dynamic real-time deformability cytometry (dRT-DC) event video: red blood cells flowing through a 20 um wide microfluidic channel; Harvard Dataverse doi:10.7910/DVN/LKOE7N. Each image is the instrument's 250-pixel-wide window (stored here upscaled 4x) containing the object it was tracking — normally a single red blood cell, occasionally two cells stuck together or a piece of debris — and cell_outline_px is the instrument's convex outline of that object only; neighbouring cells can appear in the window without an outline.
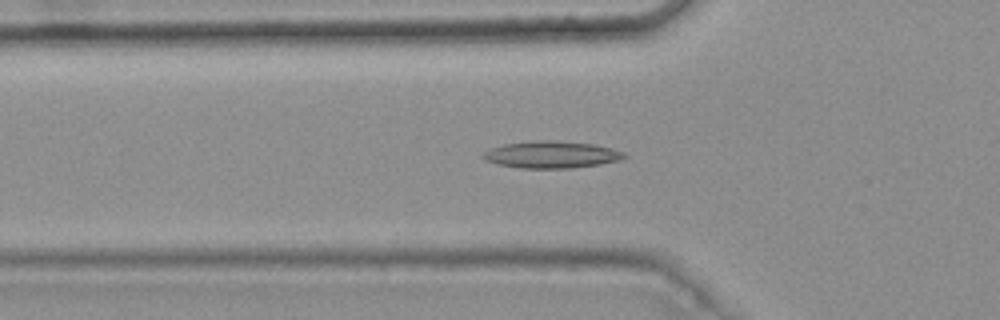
{"species": "common noctule bat (a hibernating species)", "species_latin": "Nyctalus noctula", "temperature_condition": "warm", "stored_images_in_passage": 47, "camera_frame_rate_fps": 3000, "um_per_image_px": 0.085, "animal": {"sex": "female", "body_mass_g": 25.1}, "frame": {"image": 1, "passage_image": 18, "time_ms": 5.667, "image_size_px": [1000, 320], "cell_outline_px": [[628, 156], [620, 160], [600, 164], [572, 168], [520, 168], [500, 164], [484, 160], [480, 156], [484, 152], [492, 148], [504, 144], [532, 140], [556, 140], [596, 144], [612, 148], [624, 152]], "centroid_in_image_um": [46.9, 13.13], "position_along_channel_um": 78.9, "area_um2": 22.37}}
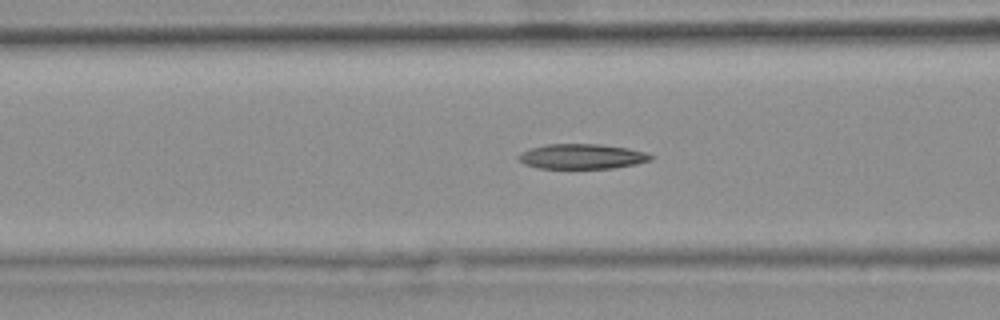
{"frame": {"image": 2, "passage_image": 21, "time_ms": 6.667, "image_size_px": [1000, 320], "cell_outline_px": [[652, 160], [636, 164], [612, 168], [540, 168], [524, 164], [516, 156], [520, 152], [528, 148], [544, 144], [600, 144], [628, 148], [644, 152], [652, 156]], "centroid_in_image_um": [49.42, 13.29], "position_along_channel_um": 117.2, "area_um2": 19.31}}
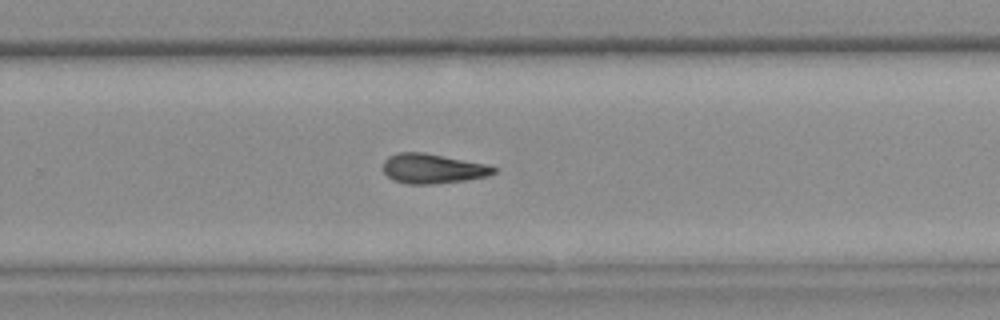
{"frame": {"image": 3, "passage_image": 35, "time_ms": 11.333, "image_size_px": [1000, 320], "cell_outline_px": [[496, 172], [488, 176], [464, 180], [432, 184], [408, 184], [392, 180], [384, 172], [384, 160], [388, 156], [396, 152], [424, 152], [488, 164], [496, 168]], "centroid_in_image_um": [36.77, 14.32], "position_along_channel_um": 293.0, "area_um2": 19.25}, "authors_computed_cell_mechanics": {"area_um2": 19.7098, "velocity_mm_per_s": 3.782, "shape_relaxation_time_tau1_ms": null, "shape_relaxation_time_tau2_ms": 7.9647, "deformation_change_tau1": null, "deformation_change_tau2": 0.2036}}